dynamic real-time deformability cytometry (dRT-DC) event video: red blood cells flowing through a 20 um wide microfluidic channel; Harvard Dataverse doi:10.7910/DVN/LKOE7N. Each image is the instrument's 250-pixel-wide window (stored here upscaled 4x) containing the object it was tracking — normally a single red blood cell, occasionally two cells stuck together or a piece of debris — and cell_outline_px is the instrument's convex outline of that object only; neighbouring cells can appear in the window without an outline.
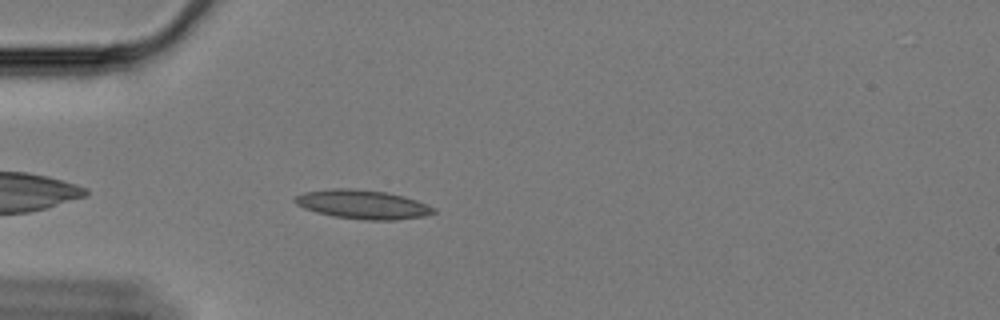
{"species": "Egyptian fruit bat (a non-hibernating species)", "species_latin": "Rousettus aegyptiacus", "temperature_condition": "cold", "stored_images_in_passage": 48, "camera_frame_rate_fps": 3000, "um_per_image_px": 0.085, "animal": {"sex": "female"}, "frame": {"image": 1, "passage_image": 5, "time_ms": 1.333, "image_size_px": [1000, 320], "cell_outline_px": [[436, 212], [424, 216], [396, 220], [364, 220], [332, 216], [316, 212], [304, 208], [296, 204], [292, 200], [296, 196], [304, 192], [332, 188], [352, 188], [384, 192], [404, 196], [416, 200], [436, 208]], "centroid_in_image_um": [30.81, 17.38], "position_along_channel_um": 54.2, "area_um2": 23.47}}
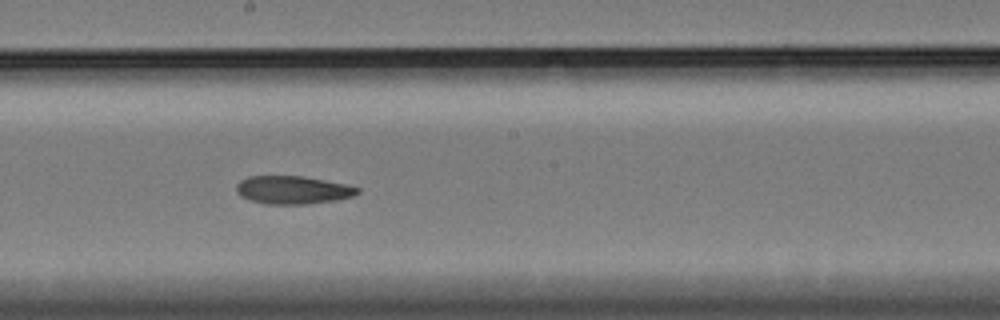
{"frame": {"image": 2, "passage_image": 21, "time_ms": 6.667, "image_size_px": [1000, 320], "cell_outline_px": [[360, 192], [352, 196], [336, 200], [308, 204], [268, 204], [252, 200], [240, 196], [236, 192], [236, 184], [240, 180], [248, 176], [300, 176], [348, 184], [360, 188]], "centroid_in_image_um": [24.89, 16.14], "position_along_channel_um": 223.3, "area_um2": 19.83}}
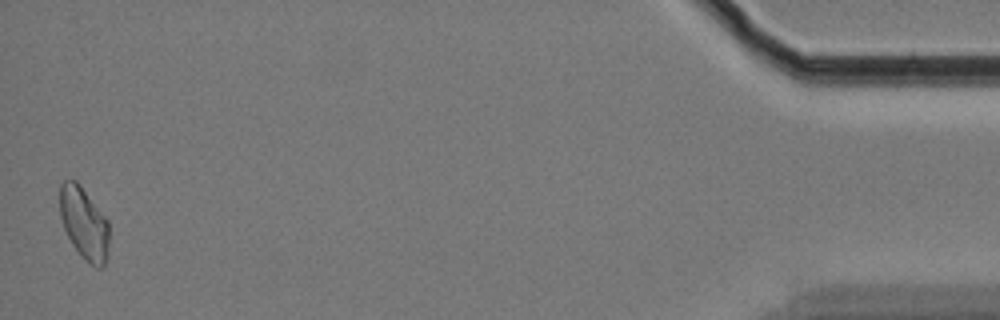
{"frame": {"image": 3, "passage_image": 47, "time_ms": 15.333, "image_size_px": [1000, 320], "cell_outline_px": [[108, 256], [104, 268], [96, 268], [80, 256], [72, 244], [64, 228], [60, 216], [60, 184], [64, 180], [76, 180], [80, 184], [108, 220]], "centroid_in_image_um": [7.15, 19.0], "position_along_channel_um": 428.0, "area_um2": 20.87}, "authors_computed_cell_mechanics": {"area_um2": 20.4612, "velocity_mm_per_s": 3.3281, "shape_relaxation_time_tau1_ms": null, "shape_relaxation_time_tau2_ms": 9.4481, "deformation_change_tau1": null, "deformation_change_tau2": 0.1604}}